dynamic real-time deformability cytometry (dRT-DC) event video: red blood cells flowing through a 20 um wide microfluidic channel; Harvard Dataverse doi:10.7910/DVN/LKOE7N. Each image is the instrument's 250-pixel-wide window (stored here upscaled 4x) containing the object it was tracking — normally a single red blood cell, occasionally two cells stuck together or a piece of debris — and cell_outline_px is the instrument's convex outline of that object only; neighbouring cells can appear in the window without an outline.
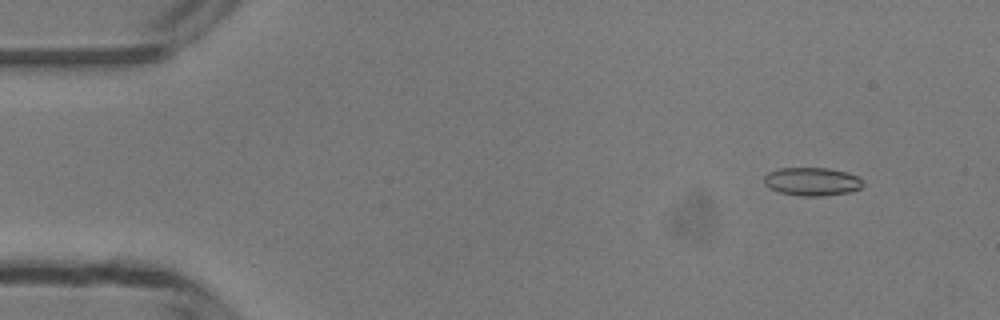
{"species": "common noctule bat (a hibernating species)", "species_latin": "Nyctalus noctula", "temperature_condition": "room temperature", "stored_images_in_passage": 49, "camera_frame_rate_fps": 3000, "um_per_image_px": 0.085, "animal": {"sex": "male", "body_mass_g": 13.3}, "frame": {"image": 1, "passage_image": 5, "time_ms": 1.333, "image_size_px": [1000, 320], "cell_outline_px": [[864, 184], [860, 188], [848, 192], [820, 196], [800, 196], [780, 192], [768, 188], [764, 184], [764, 176], [768, 172], [780, 168], [828, 168], [848, 172], [856, 176]], "centroid_in_image_um": [68.98, 15.43], "position_along_channel_um": 16.0, "area_um2": 16.24}}
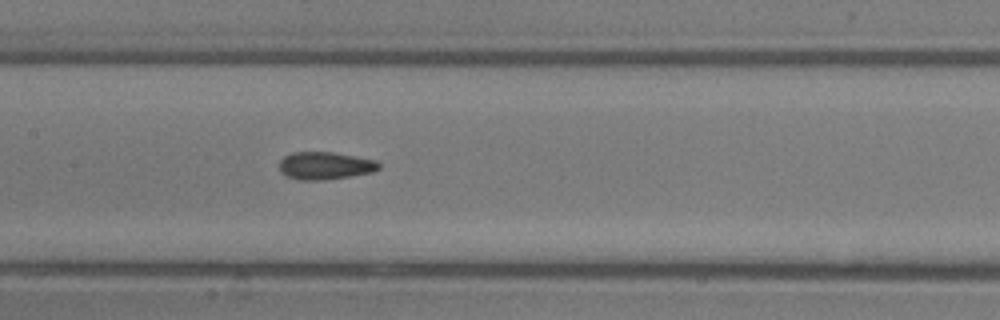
{"frame": {"image": 2, "passage_image": 24, "time_ms": 7.667, "image_size_px": [1000, 320], "cell_outline_px": [[380, 168], [372, 172], [324, 180], [296, 180], [280, 172], [280, 160], [284, 156], [292, 152], [332, 152], [376, 160], [380, 164]], "centroid_in_image_um": [27.61, 14.08], "position_along_channel_um": 179.8, "area_um2": 15.95}}
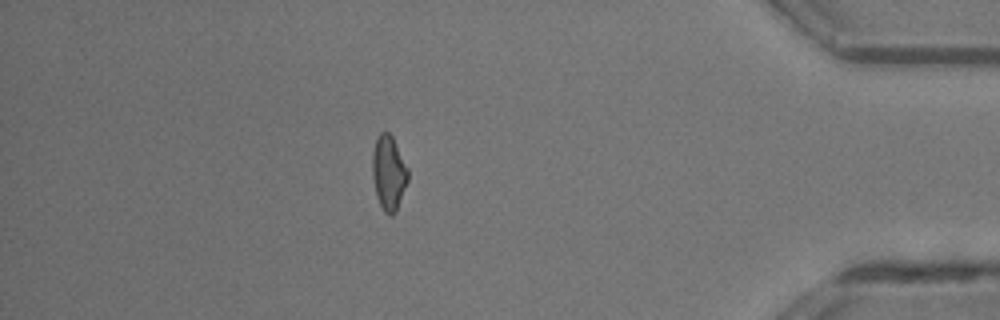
{"frame": {"image": 3, "passage_image": 43, "time_ms": 14.0, "image_size_px": [1000, 320], "cell_outline_px": [[408, 180], [396, 212], [392, 216], [388, 216], [384, 212], [376, 196], [372, 176], [372, 152], [376, 140], [380, 132], [388, 132], [392, 136], [408, 168]], "centroid_in_image_um": [33.03, 14.71], "position_along_channel_um": 402.2, "area_um2": 15.55}, "authors_computed_cell_mechanics": {"area_um2": 16.0106, "velocity_mm_per_s": 4.2241, "shape_relaxation_time_tau1_ms": null, "shape_relaxation_time_tau2_ms": 1.4363, "deformation_change_tau1": null, "deformation_change_tau2": 0.0705}}